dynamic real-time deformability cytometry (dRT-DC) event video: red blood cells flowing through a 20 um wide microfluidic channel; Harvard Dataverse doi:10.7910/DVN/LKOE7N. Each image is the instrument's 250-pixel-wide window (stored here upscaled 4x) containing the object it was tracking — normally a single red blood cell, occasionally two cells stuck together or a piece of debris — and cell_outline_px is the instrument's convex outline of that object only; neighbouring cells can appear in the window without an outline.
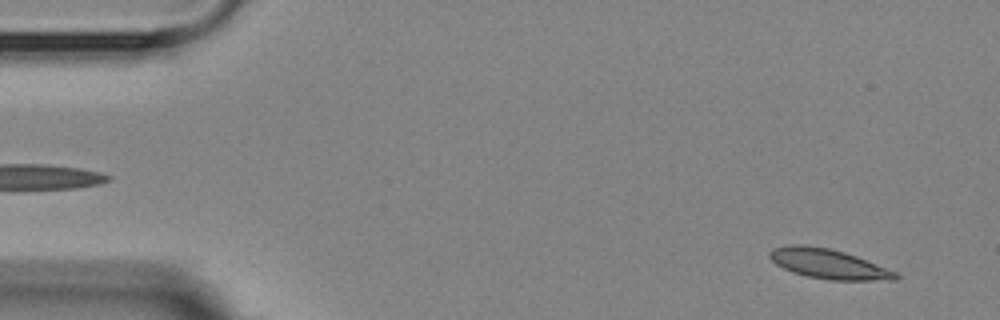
{"species": "Egyptian fruit bat (a non-hibernating species)", "species_latin": "Rousettus aegyptiacus", "temperature_condition": "room temperature", "stored_images_in_passage": 9, "camera_frame_rate_fps": 3000, "um_per_image_px": 0.085, "animal": {"sex": "female"}, "frame": {"image": 1, "passage_image": 1, "time_ms": 0.0, "image_size_px": [1000, 320], "cell_outline_px": [[900, 276], [896, 280], [832, 280], [808, 276], [792, 272], [776, 264], [768, 256], [768, 252], [772, 248], [788, 244], [804, 244], [828, 248], [844, 252], [856, 256], [896, 272]], "centroid_in_image_um": [70.38, 22.41], "position_along_channel_um": 14.6, "area_um2": 21.73}}
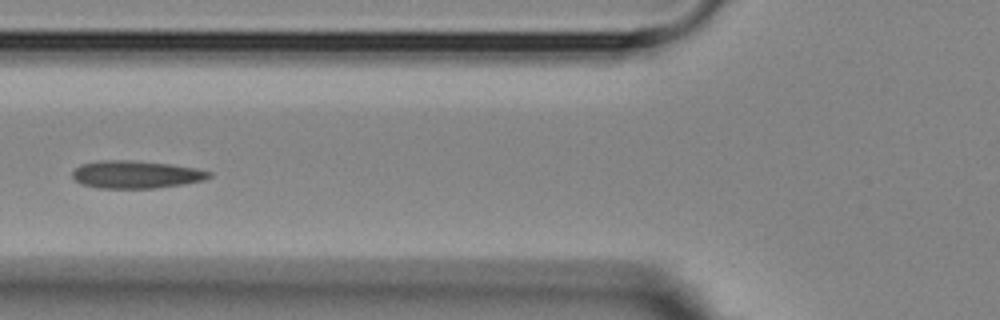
{"frame": {"image": 2, "passage_image": 6, "time_ms": 5.667, "image_size_px": [1000, 320], "cell_outline_px": [[212, 176], [204, 180], [184, 184], [156, 188], [100, 188], [80, 184], [72, 176], [72, 172], [80, 164], [96, 160], [132, 160], [172, 164], [196, 168], [212, 172]], "centroid_in_image_um": [11.56, 14.82], "position_along_channel_um": 114.2, "area_um2": 22.25}}
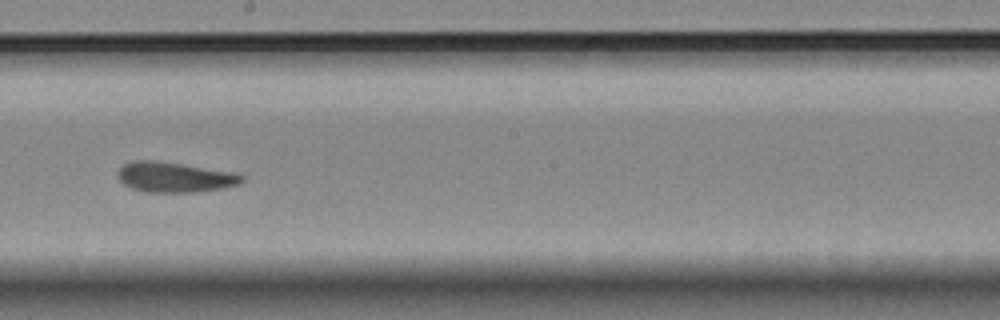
{"frame": {"image": 3, "passage_image": 9, "time_ms": 9.0, "image_size_px": [1000, 320], "cell_outline_px": [[244, 180], [240, 184], [224, 188], [196, 192], [144, 192], [132, 188], [124, 184], [116, 176], [116, 172], [124, 164], [132, 160], [156, 160], [240, 172], [244, 176]], "centroid_in_image_um": [14.89, 15.05], "position_along_channel_um": 233.3, "area_um2": 22.37}}